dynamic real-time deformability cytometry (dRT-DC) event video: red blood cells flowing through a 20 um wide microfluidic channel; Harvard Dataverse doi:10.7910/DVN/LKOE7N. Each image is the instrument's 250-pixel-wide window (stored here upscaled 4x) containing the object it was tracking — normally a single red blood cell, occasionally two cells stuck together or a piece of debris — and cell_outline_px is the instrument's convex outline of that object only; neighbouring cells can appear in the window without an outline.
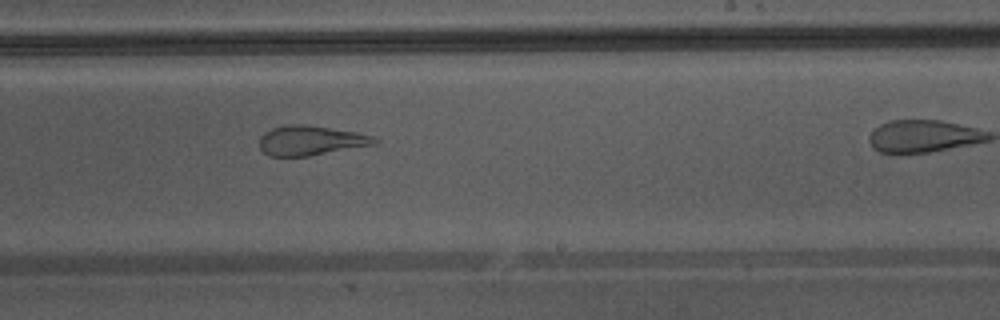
{"species": "Egyptian fruit bat (a non-hibernating species)", "species_latin": "Rousettus aegyptiacus", "temperature_condition": "warm", "stored_images_in_passage": 31, "camera_frame_rate_fps": 3000, "um_per_image_px": 0.085, "animal": {"sex": "male"}, "frame": {"image": 1, "passage_image": 22, "time_ms": 7.0, "image_size_px": [1000, 320], "cell_outline_px": [[380, 140], [376, 144], [308, 156], [268, 156], [260, 148], [260, 136], [264, 132], [272, 128], [288, 124], [300, 124], [356, 132], [372, 136]], "centroid_in_image_um": [26.39, 11.94], "position_along_channel_um": 262.6, "area_um2": 19.71}}